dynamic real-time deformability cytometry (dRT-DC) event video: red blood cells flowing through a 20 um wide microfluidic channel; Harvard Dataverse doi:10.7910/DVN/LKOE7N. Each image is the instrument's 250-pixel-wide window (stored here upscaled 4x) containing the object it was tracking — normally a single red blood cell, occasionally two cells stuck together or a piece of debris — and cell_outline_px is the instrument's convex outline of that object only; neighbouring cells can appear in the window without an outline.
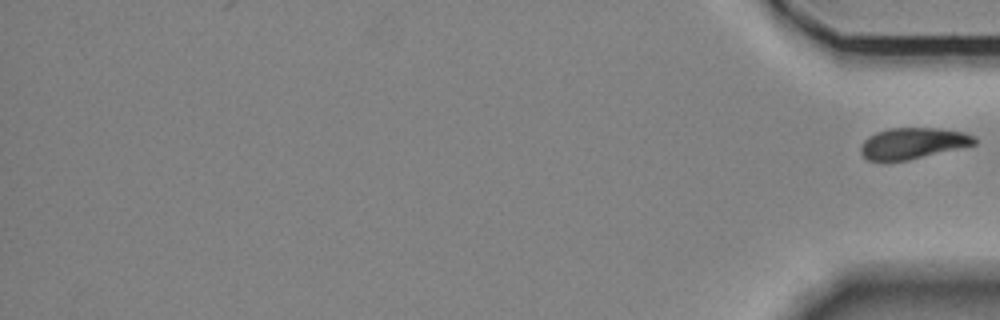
{"species": "Egyptian fruit bat (a non-hibernating species)", "species_latin": "Rousettus aegyptiacus", "temperature_condition": "room temperature", "stored_images_in_passage": 15, "segment_of_instrument_passage": [2, 2], "camera_frame_rate_fps": 3000, "um_per_image_px": 0.085, "animal": {"sex": "female"}, "frame": {"image": 1, "passage_image": 15, "time_ms": 4.667, "image_size_px": [1000, 320], "cell_outline_px": [[976, 144], [908, 160], [868, 160], [860, 152], [860, 144], [868, 136], [876, 132], [892, 128], [940, 128], [964, 132], [976, 136]], "centroid_in_image_um": [77.6, 12.16], "position_along_channel_um": 357.6, "area_um2": 20.52}}